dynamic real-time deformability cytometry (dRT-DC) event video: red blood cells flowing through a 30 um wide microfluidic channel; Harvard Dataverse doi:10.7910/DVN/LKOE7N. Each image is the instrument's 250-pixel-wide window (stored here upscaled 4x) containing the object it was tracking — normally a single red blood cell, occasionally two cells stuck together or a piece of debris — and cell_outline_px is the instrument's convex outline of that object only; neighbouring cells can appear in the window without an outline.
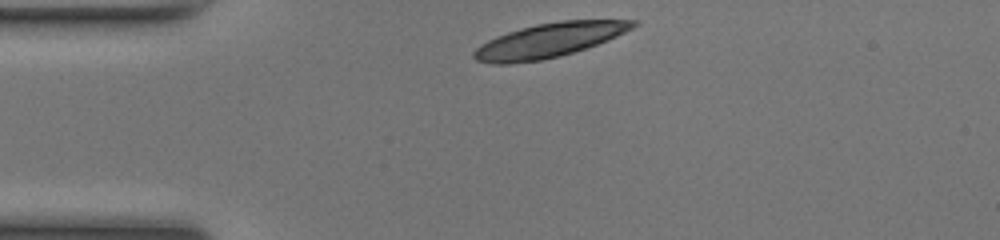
{"species": "common noctule bat (a hibernating species)", "species_latin": "Nyctalus noctula", "temperature_condition": "room temperature", "stored_images_in_passage": 39, "camera_frame_rate_fps": 3000, "um_per_image_px": 0.085, "animal": {"sex": "female", "body_mass_g": 17.0, "forearm_length_mm": 48.0}, "frame": {"image": 1, "passage_image": 1, "time_ms": 0.0, "image_size_px": [1000, 240], "cell_outline_px": [[640, 24], [608, 40], [560, 56], [540, 60], [508, 64], [492, 64], [476, 60], [472, 56], [472, 52], [480, 44], [496, 36], [508, 32], [536, 24], [560, 20], [636, 20]], "centroid_in_image_um": [46.64, 3.42], "position_along_channel_um": 38.4, "area_um2": 31.56}}